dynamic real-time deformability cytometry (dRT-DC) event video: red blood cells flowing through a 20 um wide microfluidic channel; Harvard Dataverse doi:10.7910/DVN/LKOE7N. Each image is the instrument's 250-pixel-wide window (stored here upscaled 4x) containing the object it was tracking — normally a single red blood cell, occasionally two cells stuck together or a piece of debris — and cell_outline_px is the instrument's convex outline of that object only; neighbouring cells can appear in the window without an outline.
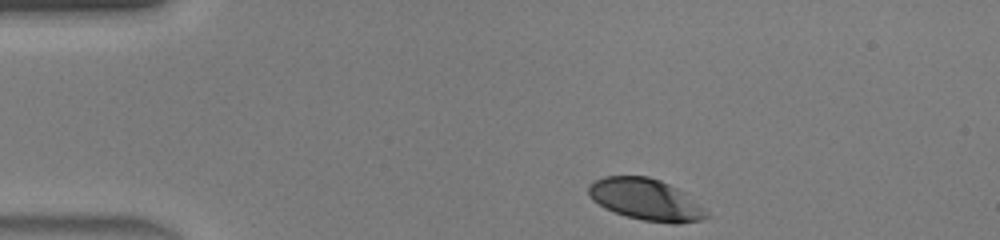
{"species": "human", "species_latin": "Homo sapiens", "temperature_condition": "warm", "stored_images_in_passage": 33, "camera_frame_rate_fps": 3000, "um_per_image_px": 0.085, "donor": {"sex": "male"}, "frame": {"image": 1, "passage_image": 1, "time_ms": 0.0, "image_size_px": [1000, 240], "cell_outline_px": [[712, 216], [700, 220], [680, 224], [672, 224], [644, 220], [628, 216], [604, 208], [592, 200], [588, 196], [588, 184], [604, 176], [648, 176], [660, 180], [684, 192], [704, 208]], "centroid_in_image_um": [54.9, 16.96], "position_along_channel_um": 30.1, "area_um2": 28.61}}
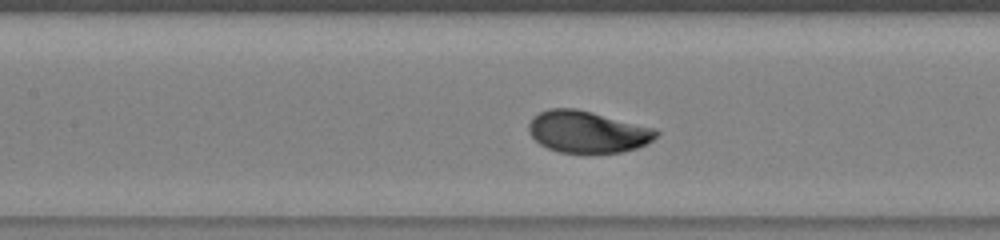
{"frame": {"image": 2, "passage_image": 14, "time_ms": 4.333, "image_size_px": [1000, 240], "cell_outline_px": [[660, 132], [648, 144], [636, 148], [620, 152], [560, 152], [548, 148], [540, 144], [528, 132], [528, 124], [532, 116], [548, 108], [576, 108], [656, 128]], "centroid_in_image_um": [49.93, 11.19], "position_along_channel_um": 157.5, "area_um2": 31.04}}
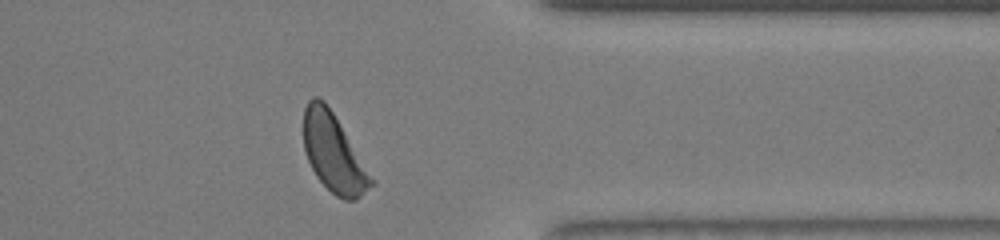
{"frame": {"image": 3, "passage_image": 30, "time_ms": 9.667, "image_size_px": [1000, 240], "cell_outline_px": [[376, 184], [356, 200], [344, 200], [336, 196], [316, 176], [308, 160], [304, 148], [304, 108], [308, 100], [312, 96], [316, 96], [324, 100], [332, 112], [376, 180]], "centroid_in_image_um": [28.38, 13.03], "position_along_channel_um": 383.0, "area_um2": 30.75}, "authors_computed_cell_mechanics": {"area_um2": 30.8652, "velocity_mm_per_s": 4.4284, "shape_relaxation_time_tau1_ms": 1.9157, "shape_relaxation_time_tau2_ms": null, "deformation_change_tau1": 0.1454, "deformation_change_tau2": null}}